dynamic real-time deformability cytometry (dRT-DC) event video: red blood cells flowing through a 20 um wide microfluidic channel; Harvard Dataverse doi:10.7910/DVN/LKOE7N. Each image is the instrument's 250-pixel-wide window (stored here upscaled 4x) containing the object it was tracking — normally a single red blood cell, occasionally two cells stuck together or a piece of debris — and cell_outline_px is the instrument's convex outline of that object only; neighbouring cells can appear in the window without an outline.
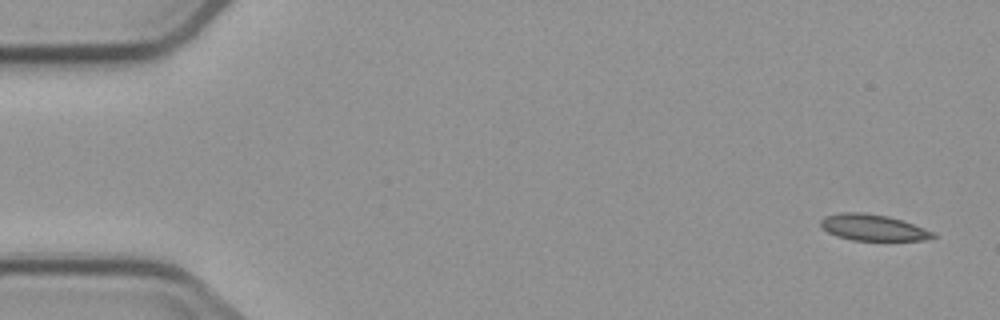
{"species": "common noctule bat (a hibernating species)", "species_latin": "Nyctalus noctula", "temperature_condition": "cold", "stored_images_in_passage": 4, "camera_frame_rate_fps": 3000, "um_per_image_px": 0.085, "animal": {"sex": "male", "body_mass_g": 23.1, "forearm_length_mm": 52.7}, "frame": {"image": 1, "passage_image": 1, "time_ms": 0.0, "image_size_px": [1000, 320], "cell_outline_px": [[936, 236], [924, 240], [852, 240], [836, 236], [828, 232], [820, 224], [820, 220], [824, 216], [840, 212], [864, 212], [888, 216], [936, 232]], "centroid_in_image_um": [74.18, 19.33], "position_along_channel_um": 10.8, "area_um2": 17.11}}